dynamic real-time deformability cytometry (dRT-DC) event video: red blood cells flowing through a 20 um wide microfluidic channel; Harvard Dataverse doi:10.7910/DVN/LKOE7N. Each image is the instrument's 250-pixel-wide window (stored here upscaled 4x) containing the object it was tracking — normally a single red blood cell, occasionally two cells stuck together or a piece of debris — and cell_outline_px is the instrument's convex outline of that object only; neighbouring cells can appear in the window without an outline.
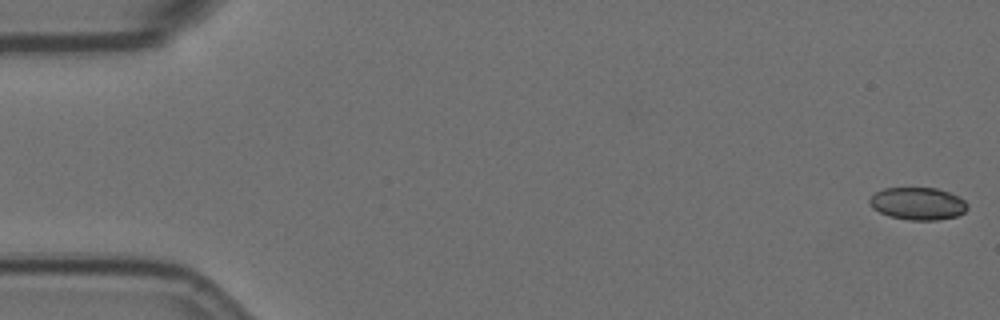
{"species": "Egyptian fruit bat (a non-hibernating species)", "species_latin": "Rousettus aegyptiacus", "temperature_condition": "room temperature", "stored_images_in_passage": 58, "camera_frame_rate_fps": 3000, "um_per_image_px": 0.085, "animal": {"sex": "female"}, "frame": {"image": 1, "passage_image": 1, "time_ms": 0.0, "image_size_px": [1000, 320], "cell_outline_px": [[968, 208], [964, 212], [956, 216], [936, 220], [908, 220], [888, 216], [872, 208], [868, 204], [868, 200], [876, 192], [884, 188], [936, 188], [948, 192], [964, 200], [968, 204]], "centroid_in_image_um": [77.99, 17.31], "position_along_channel_um": 7.0, "area_um2": 18.5}}
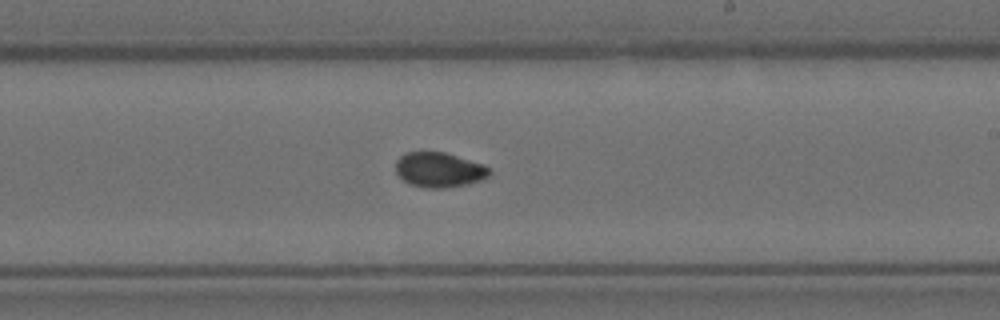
{"frame": {"image": 2, "passage_image": 34, "time_ms": 11.0, "image_size_px": [1000, 320], "cell_outline_px": [[492, 172], [488, 176], [480, 180], [468, 184], [444, 188], [424, 188], [408, 184], [396, 172], [396, 160], [404, 152], [444, 152], [480, 164], [488, 168]], "centroid_in_image_um": [37.28, 14.44], "position_along_channel_um": 251.7, "area_um2": 18.9}}
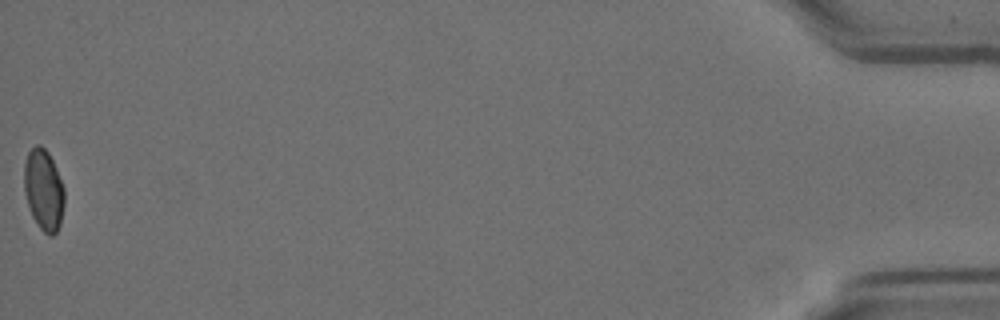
{"frame": {"image": 3, "passage_image": 58, "time_ms": 19.0, "image_size_px": [1000, 320], "cell_outline_px": [[64, 204], [60, 224], [56, 232], [52, 236], [48, 236], [40, 228], [32, 216], [24, 192], [24, 164], [28, 152], [36, 144], [40, 144], [48, 152], [52, 160], [64, 188]], "centroid_in_image_um": [3.7, 16.14], "position_along_channel_um": 431.5, "area_um2": 18.96}, "authors_computed_cell_mechanics": {"area_um2": 18.9006, "velocity_mm_per_s": 3.5223, "shape_relaxation_time_tau1_ms": null, "shape_relaxation_time_tau2_ms": 2.2837, "deformation_change_tau1": null, "deformation_change_tau2": 0.0408}}